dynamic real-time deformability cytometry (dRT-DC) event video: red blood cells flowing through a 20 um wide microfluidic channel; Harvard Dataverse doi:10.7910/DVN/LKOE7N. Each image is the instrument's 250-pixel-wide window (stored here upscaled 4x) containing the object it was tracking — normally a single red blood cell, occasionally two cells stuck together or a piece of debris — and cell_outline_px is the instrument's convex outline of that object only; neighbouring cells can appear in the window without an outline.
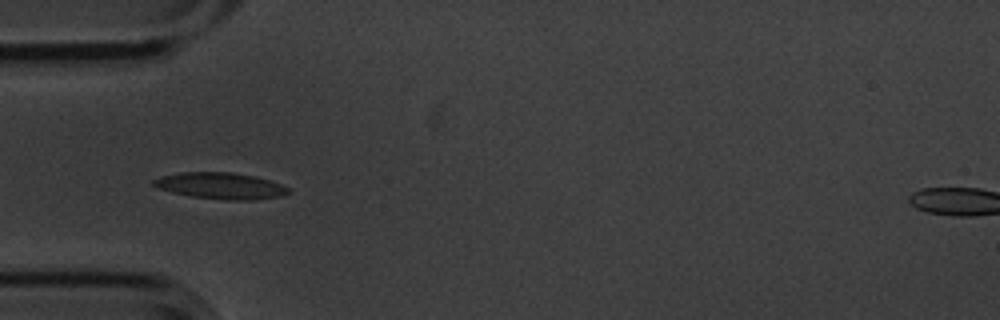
{"species": "common noctule bat (a hibernating species)", "species_latin": "Nyctalus noctula", "temperature_condition": "cold", "stored_images_in_passage": 31, "camera_frame_rate_fps": 3000, "um_per_image_px": 0.085, "animal": {"sex": "male", "body_mass_g": 20.1, "forearm_length_mm": 53.5}, "frame": {"image": 1, "passage_image": 1, "time_ms": 0.0, "image_size_px": [1000, 320], "cell_outline_px": [[292, 192], [280, 196], [252, 200], [224, 200], [192, 196], [172, 192], [156, 188], [148, 184], [152, 180], [160, 176], [180, 172], [232, 172], [256, 176], [280, 184], [288, 188]], "centroid_in_image_um": [18.69, 15.79], "position_along_channel_um": 66.3, "area_um2": 20.92}}
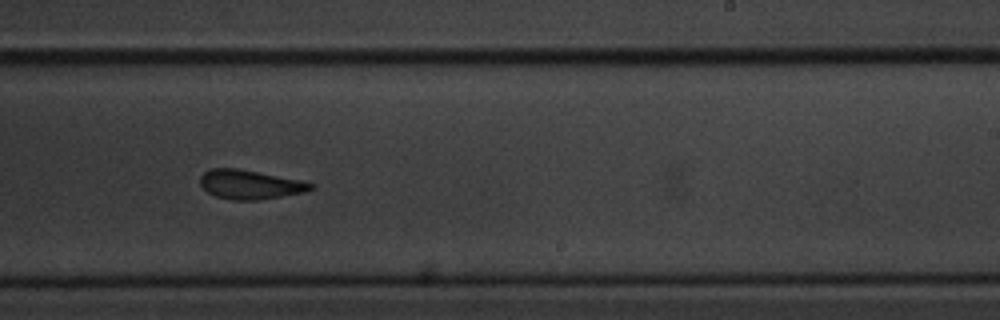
{"frame": {"image": 2, "passage_image": 18, "time_ms": 5.667, "image_size_px": [1000, 320], "cell_outline_px": [[316, 188], [304, 192], [256, 200], [232, 200], [216, 196], [208, 192], [200, 184], [200, 176], [204, 172], [212, 168], [236, 168], [300, 180], [312, 184]], "centroid_in_image_um": [21.22, 15.68], "position_along_channel_um": 267.8, "area_um2": 18.5}}
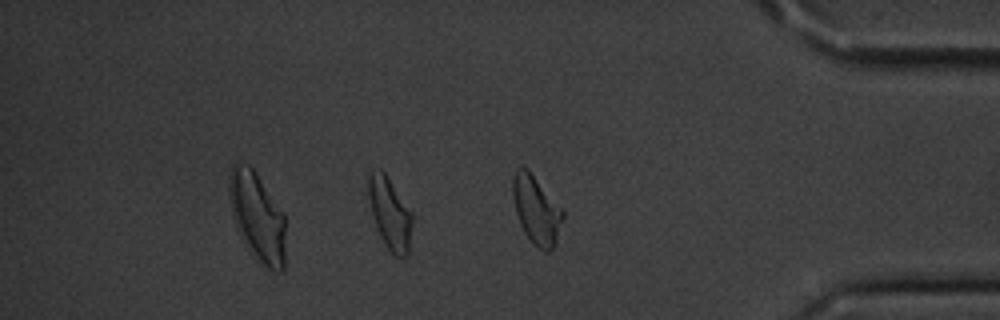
{"frame": {"image": 3, "passage_image": 30, "time_ms": 9.667, "image_size_px": [1000, 320], "cell_outline_px": [[412, 220], [408, 256], [396, 256], [388, 248], [376, 228], [368, 196], [368, 172], [372, 168], [380, 168], [384, 172], [412, 212]], "centroid_in_image_um": [33.12, 18.09], "position_along_channel_um": 402.1, "area_um2": 18.15}, "authors_computed_cell_mechanics": {"area_um2": 19.363, "velocity_mm_per_s": 3.5552, "shape_relaxation_time_tau1_ms": 3.6055, "shape_relaxation_time_tau2_ms": 4.7283, "deformation_change_tau1": 0.1254, "deformation_change_tau2": 0.1251}}